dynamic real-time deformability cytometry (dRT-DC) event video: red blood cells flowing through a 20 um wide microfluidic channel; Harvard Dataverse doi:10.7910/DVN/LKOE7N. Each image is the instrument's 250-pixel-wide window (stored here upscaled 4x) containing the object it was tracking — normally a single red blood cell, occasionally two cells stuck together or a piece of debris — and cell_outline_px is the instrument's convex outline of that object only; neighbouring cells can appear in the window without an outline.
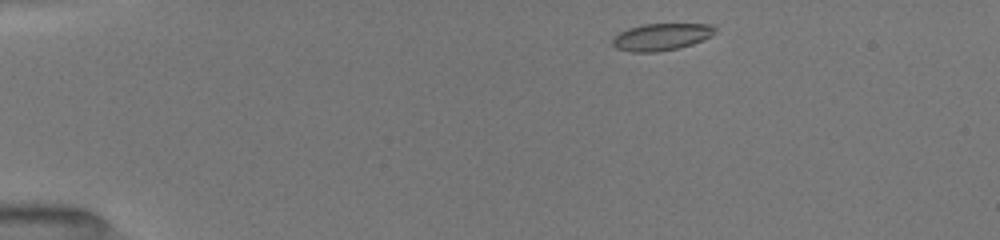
{"species": "common noctule bat (a hibernating species)", "species_latin": "Nyctalus noctula", "temperature_condition": "room temperature", "stored_images_in_passage": 39, "camera_frame_rate_fps": 3000, "um_per_image_px": 0.085, "animal": {"sex": "female", "body_mass_g": 19.5, "forearm_length_mm": 54.1}, "frame": {"image": 1, "passage_image": 1, "time_ms": 0.0, "image_size_px": [1000, 240], "cell_outline_px": [[716, 32], [712, 36], [692, 44], [660, 52], [628, 52], [616, 48], [612, 44], [612, 36], [628, 28], [644, 24], [712, 24], [716, 28]], "centroid_in_image_um": [56.19, 3.14], "position_along_channel_um": 28.8, "area_um2": 16.3}}
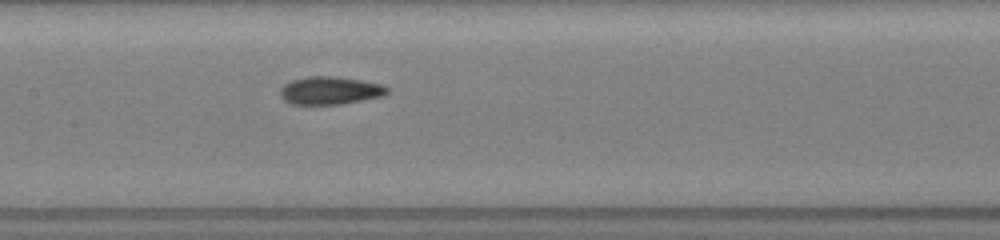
{"frame": {"image": 2, "passage_image": 16, "time_ms": 5.667, "image_size_px": [1000, 240], "cell_outline_px": [[388, 92], [384, 96], [340, 104], [292, 104], [284, 100], [280, 96], [280, 88], [284, 84], [292, 80], [308, 76], [332, 76], [360, 80], [380, 84], [388, 88]], "centroid_in_image_um": [28.03, 7.69], "position_along_channel_um": 179.4, "area_um2": 17.28}}
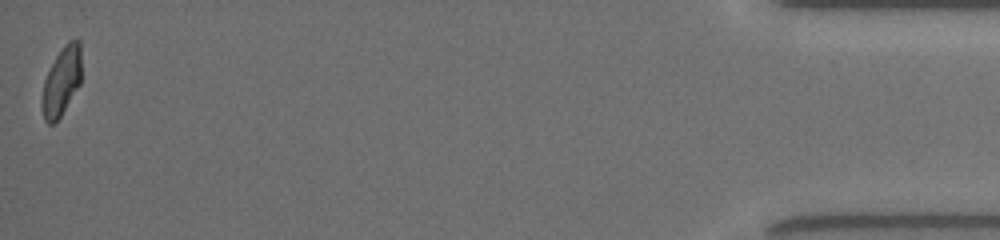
{"frame": {"image": 3, "passage_image": 39, "time_ms": 14.0, "image_size_px": [1000, 240], "cell_outline_px": [[80, 84], [60, 116], [52, 124], [48, 124], [44, 120], [40, 104], [40, 100], [44, 80], [56, 56], [64, 44], [68, 40], [80, 40]], "centroid_in_image_um": [5.2, 6.93], "position_along_channel_um": 430.0, "area_um2": 15.66}, "authors_computed_cell_mechanics": {"area_um2": 16.7042, "velocity_mm_per_s": 4.0217, "shape_relaxation_time_tau1_ms": 3.479, "shape_relaxation_time_tau2_ms": 2.0198, "deformation_change_tau1": 0.1368, "deformation_change_tau2": 0.0564}}